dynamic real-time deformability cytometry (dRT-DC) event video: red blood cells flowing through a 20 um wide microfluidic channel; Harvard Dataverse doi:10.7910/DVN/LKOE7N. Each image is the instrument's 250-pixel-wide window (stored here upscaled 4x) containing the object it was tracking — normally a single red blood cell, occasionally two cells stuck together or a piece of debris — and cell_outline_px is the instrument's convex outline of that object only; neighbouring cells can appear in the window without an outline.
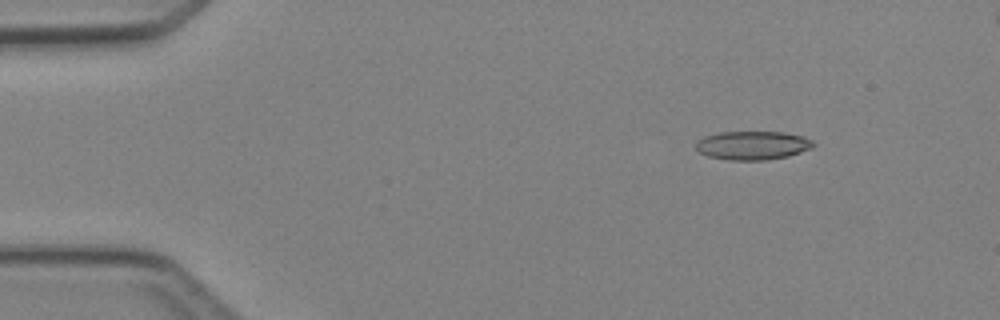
{"species": "Egyptian fruit bat (a non-hibernating species)", "species_latin": "Rousettus aegyptiacus", "temperature_condition": "cold", "stored_images_in_passage": 4, "camera_frame_rate_fps": 3000, "um_per_image_px": 0.085, "animal": {"sex": "female"}, "frame": {"image": 1, "passage_image": 2, "time_ms": 1.0, "image_size_px": [1000, 320], "cell_outline_px": [[816, 144], [812, 148], [788, 156], [764, 160], [728, 160], [708, 156], [700, 152], [696, 148], [696, 140], [704, 136], [720, 132], [784, 132], [804, 136], [812, 140]], "centroid_in_image_um": [63.98, 12.35], "position_along_channel_um": 21.0, "area_um2": 19.71}}